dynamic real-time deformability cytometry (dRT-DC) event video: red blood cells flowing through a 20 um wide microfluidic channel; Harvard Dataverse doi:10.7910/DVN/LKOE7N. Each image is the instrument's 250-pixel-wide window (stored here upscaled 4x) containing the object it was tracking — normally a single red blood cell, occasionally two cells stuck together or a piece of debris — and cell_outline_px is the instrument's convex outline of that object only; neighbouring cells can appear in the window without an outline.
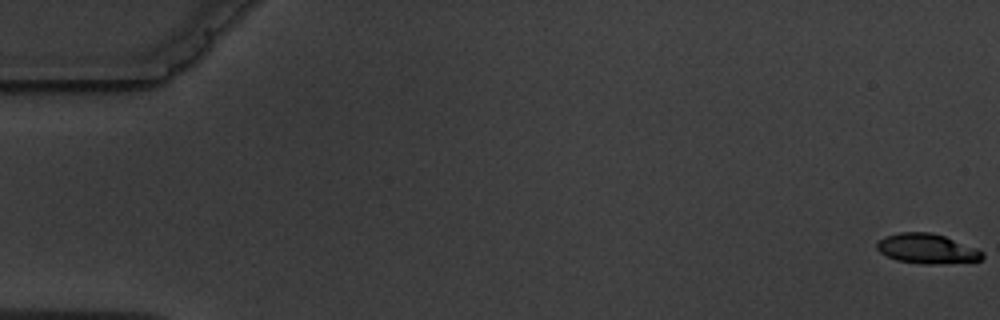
{"species": "common noctule bat (a hibernating species)", "species_latin": "Nyctalus noctula", "temperature_condition": "warm", "stored_images_in_passage": 6, "camera_frame_rate_fps": 3000, "um_per_image_px": 0.085, "animal": {"sex": "male", "body_mass_g": 19.5, "forearm_length_mm": 54.6}, "frame": {"image": 1, "passage_image": 1, "time_ms": 0.0, "image_size_px": [1000, 320], "cell_outline_px": [[984, 256], [980, 260], [936, 264], [920, 264], [896, 260], [880, 252], [876, 248], [876, 244], [884, 236], [900, 232], [932, 232], [944, 236], [984, 252]], "centroid_in_image_um": [78.75, 21.14], "position_along_channel_um": 6.2, "area_um2": 18.15}}
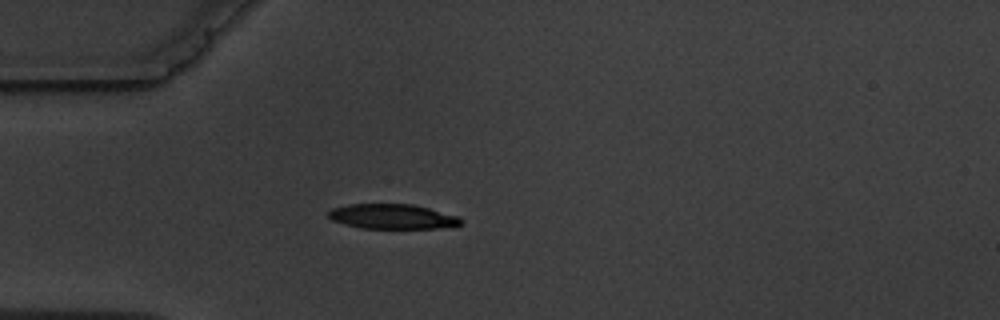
{"frame": {"image": 2, "passage_image": 5, "time_ms": 5.333, "image_size_px": [1000, 320], "cell_outline_px": [[464, 224], [440, 228], [360, 228], [344, 224], [332, 220], [328, 216], [328, 212], [332, 208], [348, 204], [412, 204], [460, 216], [464, 220]], "centroid_in_image_um": [33.39, 18.4], "position_along_channel_um": 51.6, "area_um2": 19.31}}